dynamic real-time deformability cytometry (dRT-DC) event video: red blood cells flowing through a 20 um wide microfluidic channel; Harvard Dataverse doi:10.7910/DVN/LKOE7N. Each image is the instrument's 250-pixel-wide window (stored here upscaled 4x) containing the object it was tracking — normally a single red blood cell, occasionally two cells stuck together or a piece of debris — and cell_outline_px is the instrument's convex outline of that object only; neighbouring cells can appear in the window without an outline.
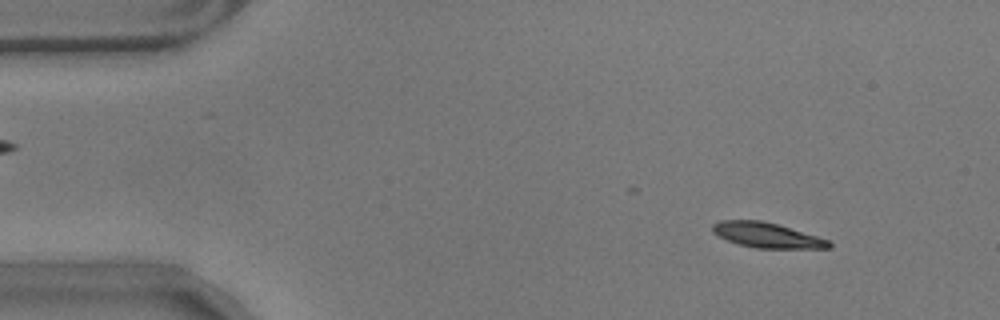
{"species": "common noctule bat (a hibernating species)", "species_latin": "Nyctalus noctula", "temperature_condition": "warm", "stored_images_in_passage": 44, "camera_frame_rate_fps": 3000, "um_per_image_px": 0.085, "animal": {"sex": "male", "body_mass_g": 17.9}, "frame": {"image": 1, "passage_image": 6, "time_ms": 1.667, "image_size_px": [1000, 320], "cell_outline_px": [[832, 248], [756, 248], [740, 244], [728, 240], [712, 232], [712, 224], [720, 220], [760, 220], [776, 224], [816, 236], [828, 240], [832, 244]], "centroid_in_image_um": [65.16, 19.99], "position_along_channel_um": 19.8, "area_um2": 16.7}}
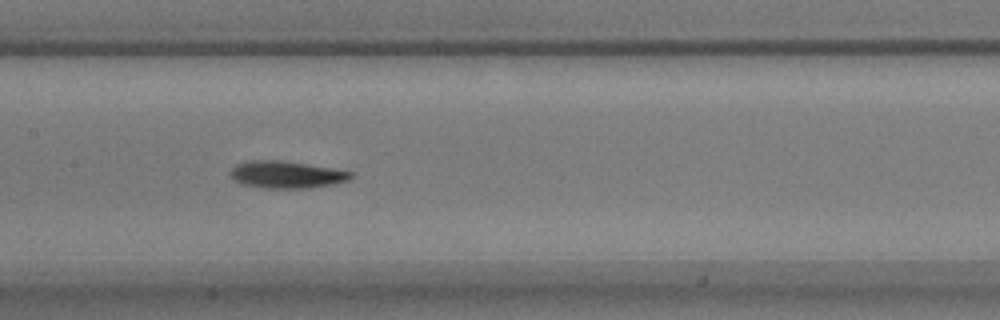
{"frame": {"image": 2, "passage_image": 27, "time_ms": 8.667, "image_size_px": [1000, 320], "cell_outline_px": [[352, 176], [348, 180], [332, 184], [308, 188], [264, 188], [244, 184], [236, 180], [232, 176], [232, 168], [236, 164], [252, 160], [280, 160], [352, 172]], "centroid_in_image_um": [24.34, 14.84], "position_along_channel_um": 183.1, "area_um2": 18.5}}
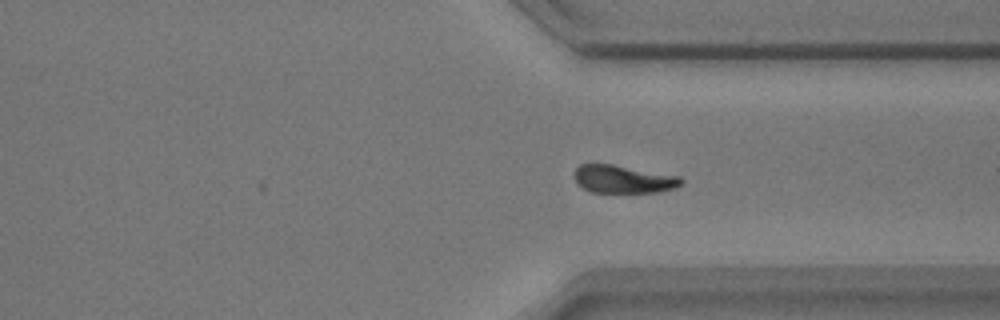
{"frame": {"image": 3, "passage_image": 42, "time_ms": 13.667, "image_size_px": [1000, 320], "cell_outline_px": [[684, 180], [676, 188], [660, 192], [592, 192], [584, 188], [576, 180], [576, 168], [580, 164], [612, 164], [680, 176]], "centroid_in_image_um": [53.04, 15.23], "position_along_channel_um": 358.4, "area_um2": 17.17}, "authors_computed_cell_mechanics": {"area_um2": 18.1492, "velocity_mm_per_s": 3.5074, "shape_relaxation_time_tau1_ms": 3.3814, "shape_relaxation_time_tau2_ms": 5.1738, "deformation_change_tau1": 0.1244, "deformation_change_tau2": 0.1296}}